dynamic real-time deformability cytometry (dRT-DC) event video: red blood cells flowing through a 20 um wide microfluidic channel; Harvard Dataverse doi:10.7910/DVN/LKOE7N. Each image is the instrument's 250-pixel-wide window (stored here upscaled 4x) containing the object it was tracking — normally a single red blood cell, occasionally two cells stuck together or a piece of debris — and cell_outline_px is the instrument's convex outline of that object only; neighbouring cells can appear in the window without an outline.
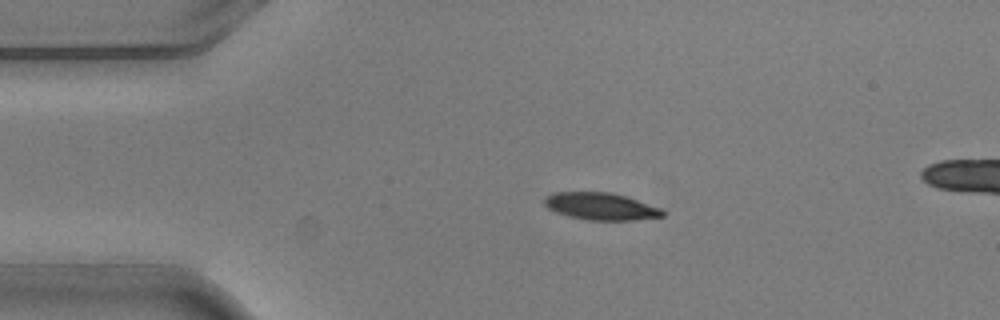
{"species": "common noctule bat (a hibernating species)", "species_latin": "Nyctalus noctula", "temperature_condition": "warm", "stored_images_in_passage": 3, "segment_of_instrument_passage": [1, 2], "camera_frame_rate_fps": 3000, "um_per_image_px": 0.085, "animal": {"sex": "male", "body_mass_g": 20.5, "forearm_length_mm": 52.5}, "frame": {"image": 1, "passage_image": 1, "time_ms": 0.0, "image_size_px": [1000, 320], "cell_outline_px": [[664, 216], [632, 220], [588, 220], [568, 216], [556, 212], [548, 208], [544, 204], [544, 200], [548, 196], [556, 192], [612, 192], [628, 196], [660, 208], [664, 212]], "centroid_in_image_um": [51.08, 17.53], "position_along_channel_um": 33.9, "area_um2": 18.67}}